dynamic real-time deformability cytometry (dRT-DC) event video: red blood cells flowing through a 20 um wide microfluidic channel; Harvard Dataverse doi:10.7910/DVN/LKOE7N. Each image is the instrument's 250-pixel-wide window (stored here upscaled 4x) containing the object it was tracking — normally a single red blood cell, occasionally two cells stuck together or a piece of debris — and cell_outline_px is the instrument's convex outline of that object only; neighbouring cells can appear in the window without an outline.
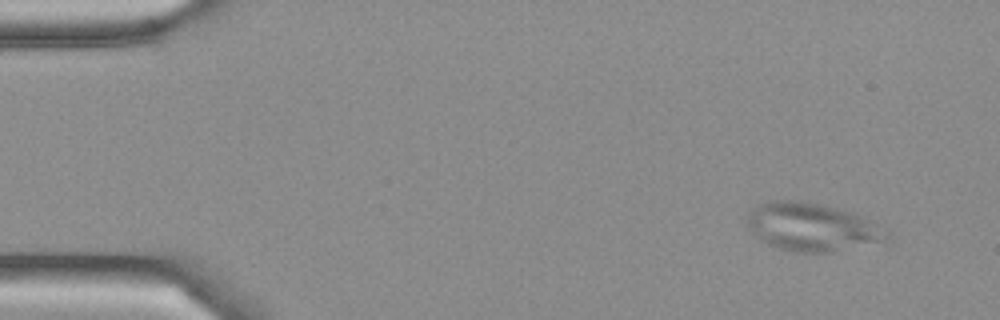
{"species": "Egyptian fruit bat (a non-hibernating species)", "species_latin": "Rousettus aegyptiacus", "temperature_condition": "cold", "stored_images_in_passage": 4, "camera_frame_rate_fps": 3000, "um_per_image_px": 0.085, "frame": {"image": 1, "passage_image": 1, "time_ms": 0.0, "image_size_px": [1000, 320], "cell_outline_px": [[892, 232], [888, 240], [832, 252], [796, 252], [780, 248], [768, 244], [760, 240], [748, 228], [748, 212], [756, 204], [768, 200], [800, 200], [852, 212]], "centroid_in_image_um": [68.99, 19.29], "position_along_channel_um": 16.0, "area_um2": 39.07}}